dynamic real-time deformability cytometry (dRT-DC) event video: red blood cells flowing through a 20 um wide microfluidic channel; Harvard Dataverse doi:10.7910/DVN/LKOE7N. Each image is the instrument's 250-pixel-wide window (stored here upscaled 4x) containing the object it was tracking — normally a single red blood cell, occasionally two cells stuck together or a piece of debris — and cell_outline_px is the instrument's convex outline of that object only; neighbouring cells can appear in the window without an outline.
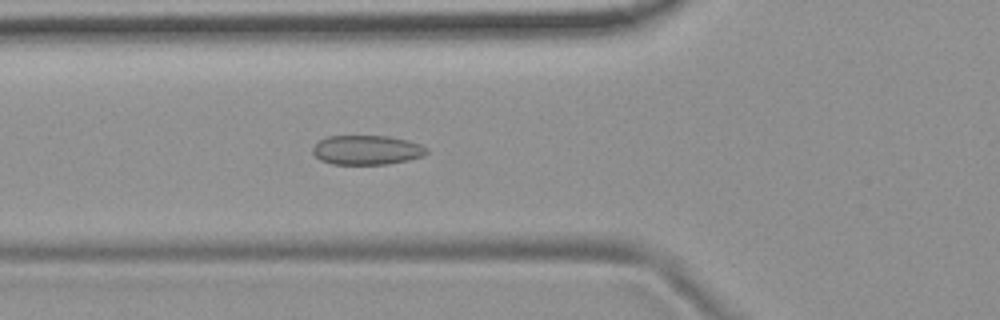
{"species": "common noctule bat (a hibernating species)", "species_latin": "Nyctalus noctula", "temperature_condition": "room temperature", "stored_images_in_passage": 5, "camera_frame_rate_fps": 3000, "um_per_image_px": 0.085, "animal": {"sex": "female", "body_mass_g": 19.9}, "frame": {"image": 1, "passage_image": 5, "time_ms": 4.667, "image_size_px": [1000, 320], "cell_outline_px": [[428, 152], [424, 156], [408, 160], [388, 164], [332, 164], [320, 160], [312, 152], [312, 148], [320, 140], [328, 136], [388, 136], [408, 140], [420, 144], [428, 148]], "centroid_in_image_um": [31.2, 12.75], "position_along_channel_um": 94.6, "area_um2": 19.59}}